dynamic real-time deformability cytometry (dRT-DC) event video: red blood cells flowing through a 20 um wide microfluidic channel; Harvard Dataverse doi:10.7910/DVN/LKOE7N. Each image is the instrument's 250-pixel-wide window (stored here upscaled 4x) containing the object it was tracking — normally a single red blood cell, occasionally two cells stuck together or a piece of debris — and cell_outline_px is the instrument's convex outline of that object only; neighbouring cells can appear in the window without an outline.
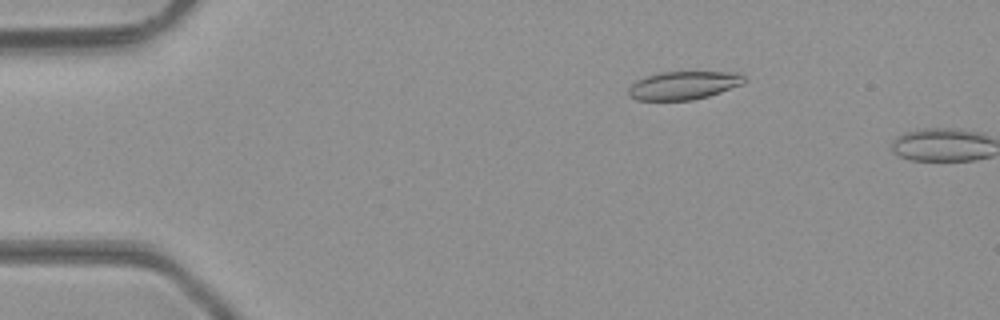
{"species": "common noctule bat (a hibernating species)", "species_latin": "Nyctalus noctula", "temperature_condition": "room temperature", "stored_images_in_passage": 10, "camera_frame_rate_fps": 3000, "um_per_image_px": 0.085, "animal": {"sex": "male", "body_mass_g": 23.1, "forearm_length_mm": 52.7}, "frame": {"image": 1, "passage_image": 9, "time_ms": 2.667, "image_size_px": [1000, 320], "cell_outline_px": [[748, 80], [744, 84], [708, 96], [692, 100], [636, 100], [628, 96], [628, 88], [636, 80], [660, 72], [740, 72]], "centroid_in_image_um": [58.13, 7.25], "position_along_channel_um": 26.9, "area_um2": 19.19}}